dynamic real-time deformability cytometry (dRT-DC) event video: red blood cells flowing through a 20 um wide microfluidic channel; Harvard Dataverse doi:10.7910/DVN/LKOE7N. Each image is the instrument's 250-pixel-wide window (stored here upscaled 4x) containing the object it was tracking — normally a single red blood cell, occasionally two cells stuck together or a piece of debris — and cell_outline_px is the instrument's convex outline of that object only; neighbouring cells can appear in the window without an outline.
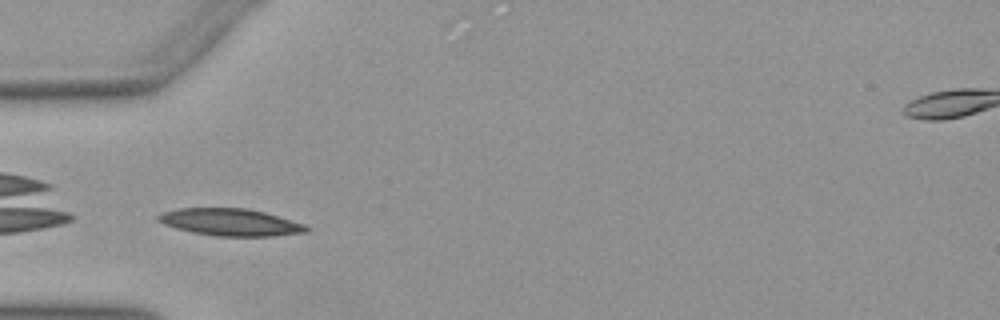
{"species": "Egyptian fruit bat (a non-hibernating species)", "species_latin": "Rousettus aegyptiacus", "temperature_condition": "warm", "stored_images_in_passage": 42, "camera_frame_rate_fps": 3000, "um_per_image_px": 0.085, "animal": {"sex": "female"}, "frame": {"image": 1, "passage_image": 13, "time_ms": 4.0, "image_size_px": [1000, 320], "cell_outline_px": [[308, 232], [272, 236], [216, 236], [192, 232], [176, 228], [164, 224], [156, 220], [156, 216], [164, 212], [180, 208], [248, 208], [264, 212], [304, 224], [308, 228]], "centroid_in_image_um": [19.56, 18.89], "position_along_channel_um": 65.4, "area_um2": 23.29}}
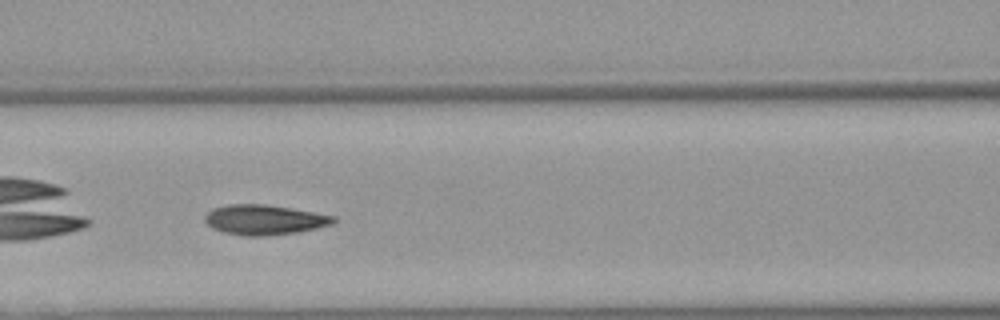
{"frame": {"image": 2, "passage_image": 19, "time_ms": 6.0, "image_size_px": [1000, 320], "cell_outline_px": [[336, 220], [332, 224], [316, 228], [296, 232], [264, 236], [244, 236], [224, 232], [212, 228], [204, 220], [204, 216], [212, 208], [228, 204], [264, 204], [336, 216]], "centroid_in_image_um": [22.43, 18.68], "position_along_channel_um": 144.2, "area_um2": 22.31}, "authors_computed_cell_mechanics": {"area_um2": 22.253, "velocity_mm_per_s": 3.9665, "shape_relaxation_time_tau1_ms": 3.3005, "shape_relaxation_time_tau2_ms": 1.4732, "deformation_change_tau1": 0.1722, "deformation_change_tau2": 0.0876}}